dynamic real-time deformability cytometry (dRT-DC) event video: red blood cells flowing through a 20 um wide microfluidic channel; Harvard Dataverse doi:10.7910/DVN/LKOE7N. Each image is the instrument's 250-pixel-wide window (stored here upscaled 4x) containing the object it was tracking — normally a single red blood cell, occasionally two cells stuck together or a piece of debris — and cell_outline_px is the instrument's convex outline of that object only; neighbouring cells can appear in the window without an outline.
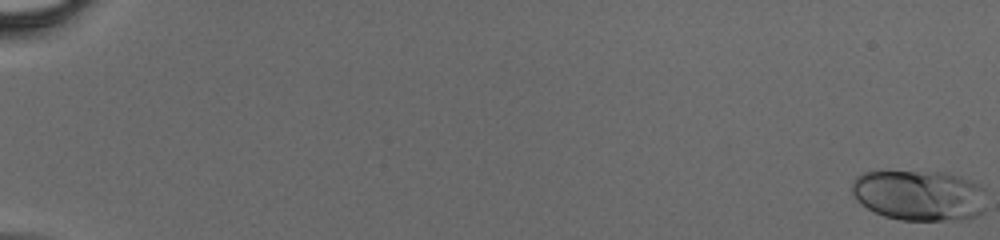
{"species": "human", "species_latin": "Homo sapiens", "temperature_condition": "cold", "stored_images_in_passage": 48, "camera_frame_rate_fps": 3000, "um_per_image_px": 0.085, "donor": {"sex": "male"}, "frame": {"image": 1, "passage_image": 1, "time_ms": 0.0, "image_size_px": [1000, 240], "cell_outline_px": [[984, 212], [960, 220], [900, 220], [884, 216], [860, 204], [856, 200], [852, 192], [852, 180], [856, 176], [864, 172], [948, 172], [960, 176], [984, 188]], "centroid_in_image_um": [78.11, 16.6], "position_along_channel_um": 6.9, "area_um2": 39.71}}
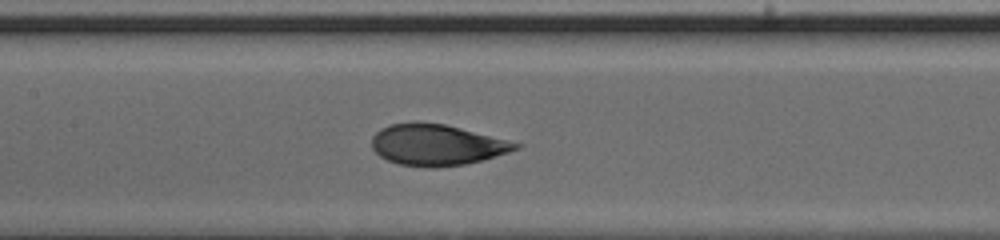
{"frame": {"image": 2, "passage_image": 26, "time_ms": 8.333, "image_size_px": [1000, 240], "cell_outline_px": [[524, 144], [520, 148], [508, 152], [480, 160], [464, 164], [436, 168], [428, 168], [400, 164], [388, 160], [380, 156], [372, 148], [372, 136], [380, 128], [388, 124], [416, 120], [444, 124]], "centroid_in_image_um": [37.08, 12.29], "position_along_channel_um": 170.3, "area_um2": 34.62}}
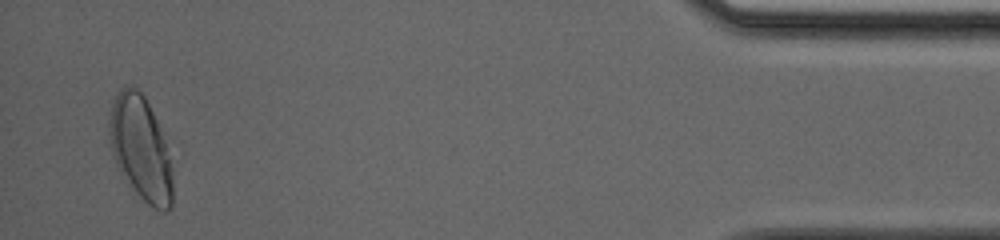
{"frame": {"image": 3, "passage_image": 47, "time_ms": 15.333, "image_size_px": [1000, 240], "cell_outline_px": [[172, 208], [168, 212], [164, 212], [148, 204], [124, 180], [112, 156], [108, 132], [108, 124], [112, 104], [120, 88], [132, 84], [144, 96], [160, 128], [164, 140], [172, 168]], "centroid_in_image_um": [11.93, 12.63], "position_along_channel_um": 423.3, "area_um2": 38.44}}